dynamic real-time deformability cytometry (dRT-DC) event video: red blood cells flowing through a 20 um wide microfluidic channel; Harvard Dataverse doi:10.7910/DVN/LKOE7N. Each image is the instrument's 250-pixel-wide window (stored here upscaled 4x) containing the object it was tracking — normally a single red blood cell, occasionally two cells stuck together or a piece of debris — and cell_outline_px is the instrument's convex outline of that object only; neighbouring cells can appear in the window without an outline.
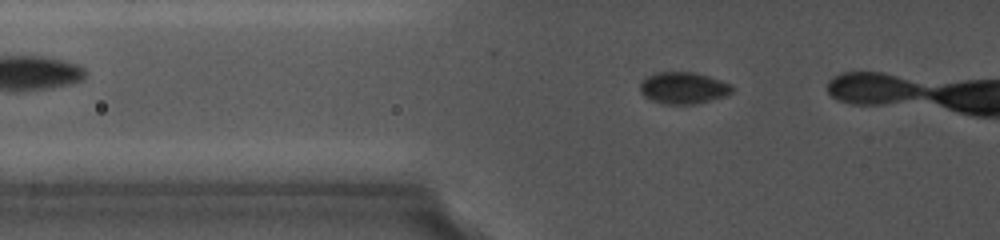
{"species": "common noctule bat (a hibernating species)", "species_latin": "Nyctalus noctula", "temperature_condition": "cold", "stored_images_in_passage": 5, "camera_frame_rate_fps": 5000, "um_per_image_px": 0.085, "animal": {"sex": "female", "body_mass_g": 19.0, "forearm_length_mm": 56.7}, "frame": {"image": 1, "passage_image": 3, "time_ms": 1.2, "image_size_px": [1000, 240], "cell_outline_px": [[736, 88], [732, 92], [724, 96], [692, 104], [664, 104], [652, 100], [644, 96], [640, 92], [640, 84], [652, 72], [696, 72], [732, 84]], "centroid_in_image_um": [58.09, 7.46], "position_along_channel_um": 67.7, "area_um2": 16.99}}